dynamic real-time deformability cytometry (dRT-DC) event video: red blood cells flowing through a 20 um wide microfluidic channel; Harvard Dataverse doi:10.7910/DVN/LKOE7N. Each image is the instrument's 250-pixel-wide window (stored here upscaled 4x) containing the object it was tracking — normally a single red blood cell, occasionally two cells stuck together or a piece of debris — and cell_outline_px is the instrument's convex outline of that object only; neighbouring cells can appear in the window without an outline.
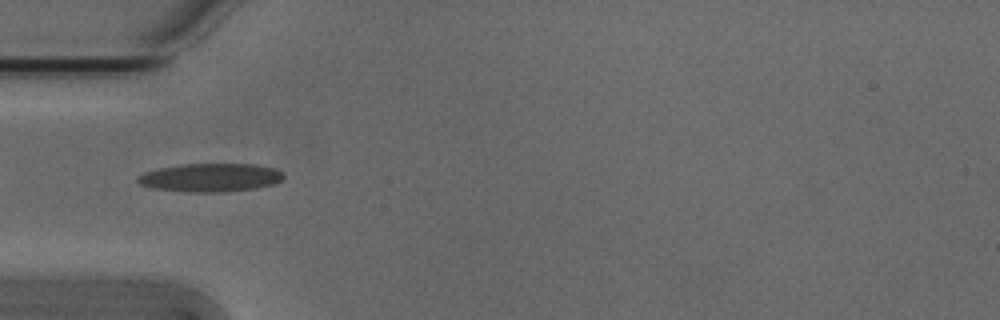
{"species": "Egyptian fruit bat (a non-hibernating species)", "species_latin": "Rousettus aegyptiacus", "temperature_condition": "cold", "stored_images_in_passage": 7, "camera_frame_rate_fps": 3000, "um_per_image_px": 0.085, "animal": {"sex": "male"}, "frame": {"image": 1, "passage_image": 4, "time_ms": 1.0, "image_size_px": [1000, 320], "cell_outline_px": [[284, 176], [276, 184], [256, 188], [224, 192], [188, 192], [152, 188], [140, 184], [136, 180], [136, 176], [144, 172], [160, 168], [184, 164], [256, 164], [272, 168], [280, 172]], "centroid_in_image_um": [17.86, 15.1], "position_along_channel_um": 67.1, "area_um2": 24.1}}